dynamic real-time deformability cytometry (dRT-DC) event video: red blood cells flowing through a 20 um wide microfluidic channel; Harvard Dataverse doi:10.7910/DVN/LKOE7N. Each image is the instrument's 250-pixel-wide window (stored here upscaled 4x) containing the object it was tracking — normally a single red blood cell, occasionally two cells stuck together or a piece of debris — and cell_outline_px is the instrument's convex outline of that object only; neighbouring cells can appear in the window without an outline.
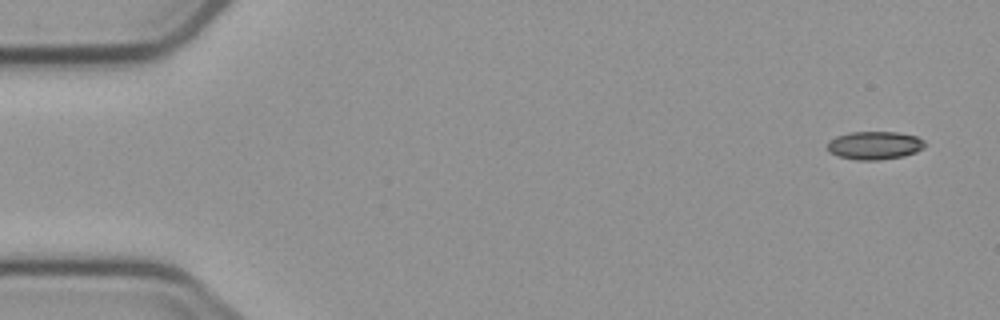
{"species": "common noctule bat (a hibernating species)", "species_latin": "Nyctalus noctula", "temperature_condition": "cold", "stored_images_in_passage": 3, "camera_frame_rate_fps": 3000, "um_per_image_px": 0.085, "animal": {"sex": "male", "body_mass_g": 23.1, "forearm_length_mm": 52.7}, "frame": {"image": 1, "passage_image": 1, "time_ms": 0.0, "image_size_px": [1000, 320], "cell_outline_px": [[924, 148], [916, 152], [904, 156], [880, 160], [856, 160], [840, 156], [828, 152], [828, 140], [836, 136], [852, 132], [896, 132], [916, 136], [924, 140]], "centroid_in_image_um": [74.34, 12.36], "position_along_channel_um": 10.7, "area_um2": 16.01}}